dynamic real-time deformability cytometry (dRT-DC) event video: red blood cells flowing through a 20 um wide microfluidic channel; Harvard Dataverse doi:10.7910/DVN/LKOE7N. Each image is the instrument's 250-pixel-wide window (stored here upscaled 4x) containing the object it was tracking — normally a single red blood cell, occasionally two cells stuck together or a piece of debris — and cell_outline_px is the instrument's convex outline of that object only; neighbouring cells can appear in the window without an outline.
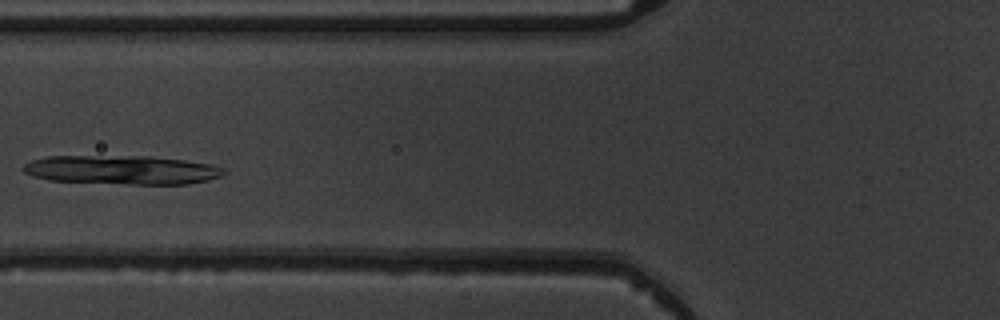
{"species": "common noctule bat (a hibernating species)", "species_latin": "Nyctalus noctula", "temperature_condition": "warm", "stored_images_in_passage": 6, "camera_frame_rate_fps": 3000, "um_per_image_px": 0.085, "animal": {"sex": "male", "body_mass_g": 19.5, "forearm_length_mm": 54.6}, "frame": {"image": 1, "passage_image": 5, "time_ms": 4.667, "image_size_px": [1000, 320], "cell_outline_px": [[228, 172], [220, 176], [208, 180], [188, 184], [128, 184], [48, 180], [32, 176], [24, 172], [20, 168], [24, 164], [32, 160], [48, 156], [152, 156], [184, 160], [212, 164], [224, 168]], "centroid_in_image_um": [10.37, 14.44], "position_along_channel_um": 115.4, "area_um2": 34.04}}
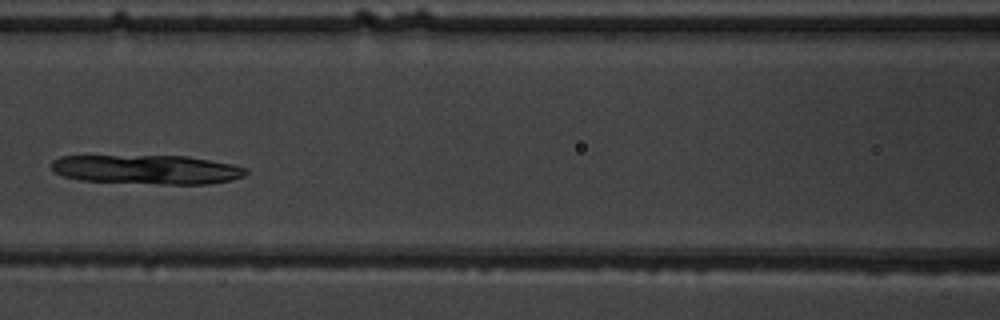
{"frame": {"image": 2, "passage_image": 6, "time_ms": 5.667, "image_size_px": [1000, 320], "cell_outline_px": [[248, 172], [244, 176], [232, 180], [208, 184], [160, 184], [80, 180], [64, 176], [52, 172], [52, 160], [60, 156], [188, 156], [232, 164], [248, 168]], "centroid_in_image_um": [12.51, 14.41], "position_along_channel_um": 154.1, "area_um2": 33.23}}